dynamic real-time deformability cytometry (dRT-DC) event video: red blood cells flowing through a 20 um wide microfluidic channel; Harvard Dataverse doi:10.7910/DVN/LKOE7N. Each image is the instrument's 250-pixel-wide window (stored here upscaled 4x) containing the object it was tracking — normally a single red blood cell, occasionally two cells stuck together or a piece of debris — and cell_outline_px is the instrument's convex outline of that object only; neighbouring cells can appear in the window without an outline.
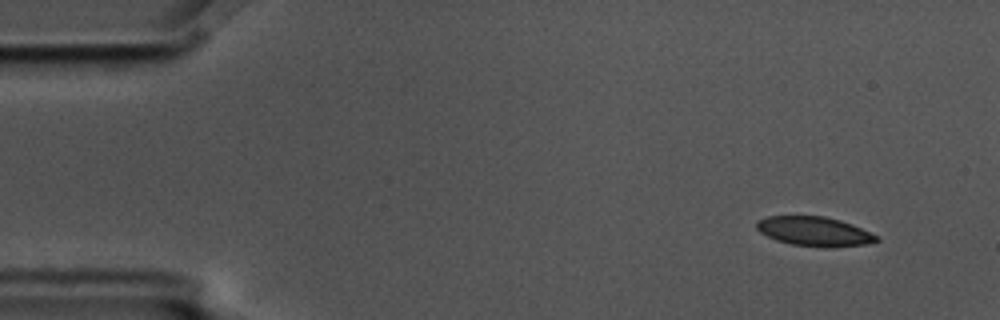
{"species": "common noctule bat (a hibernating species)", "species_latin": "Nyctalus noctula", "temperature_condition": "cold", "stored_images_in_passage": 4, "camera_frame_rate_fps": 3000, "um_per_image_px": 0.085, "animal": {"sex": "male", "body_mass_g": 17.5, "forearm_length_mm": 52.3}, "frame": {"image": 1, "passage_image": 1, "time_ms": 0.0, "image_size_px": [1000, 320], "cell_outline_px": [[880, 240], [864, 244], [832, 248], [824, 248], [792, 244], [776, 240], [760, 232], [756, 228], [756, 224], [760, 220], [768, 216], [824, 216], [840, 220], [852, 224], [880, 236]], "centroid_in_image_um": [69.26, 19.68], "position_along_channel_um": 15.7, "area_um2": 20.58}}
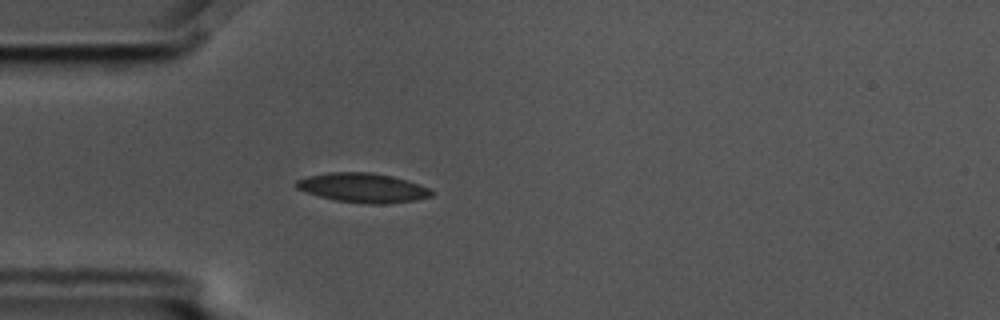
{"frame": {"image": 2, "passage_image": 4, "time_ms": 1.0, "image_size_px": [1000, 320], "cell_outline_px": [[436, 192], [432, 196], [416, 200], [384, 204], [368, 204], [336, 200], [320, 196], [296, 188], [296, 180], [308, 176], [328, 172], [372, 172], [392, 176], [420, 184], [432, 188]], "centroid_in_image_um": [30.91, 15.96], "position_along_channel_um": 54.1, "area_um2": 23.24}}